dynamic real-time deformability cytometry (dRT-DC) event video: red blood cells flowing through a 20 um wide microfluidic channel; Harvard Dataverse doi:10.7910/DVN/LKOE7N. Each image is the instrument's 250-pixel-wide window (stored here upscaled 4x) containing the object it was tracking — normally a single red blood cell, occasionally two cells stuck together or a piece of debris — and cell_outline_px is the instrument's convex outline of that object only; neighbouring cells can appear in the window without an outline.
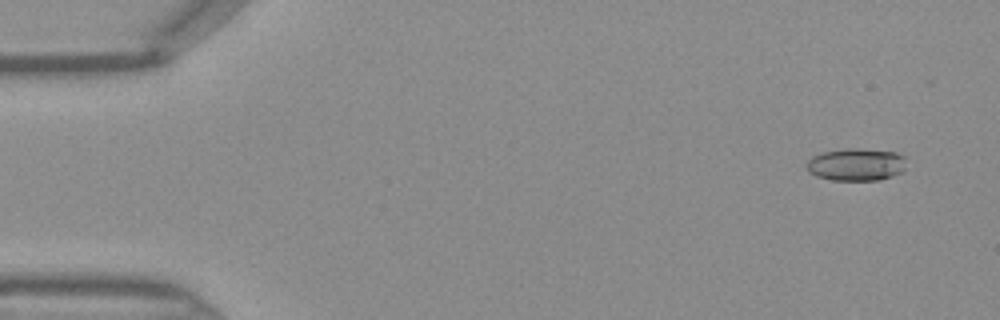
{"species": "Egyptian fruit bat (a non-hibernating species)", "species_latin": "Rousettus aegyptiacus", "temperature_condition": "warm", "stored_images_in_passage": 13, "camera_frame_rate_fps": 3000, "um_per_image_px": 0.085, "frame": {"image": 1, "passage_image": 3, "time_ms": 0.667, "image_size_px": [1000, 320], "cell_outline_px": [[904, 172], [880, 180], [832, 180], [816, 176], [808, 172], [804, 164], [812, 156], [820, 152], [848, 148], [860, 148], [896, 152], [904, 156]], "centroid_in_image_um": [72.74, 13.98], "position_along_channel_um": 12.3, "area_um2": 19.19}}